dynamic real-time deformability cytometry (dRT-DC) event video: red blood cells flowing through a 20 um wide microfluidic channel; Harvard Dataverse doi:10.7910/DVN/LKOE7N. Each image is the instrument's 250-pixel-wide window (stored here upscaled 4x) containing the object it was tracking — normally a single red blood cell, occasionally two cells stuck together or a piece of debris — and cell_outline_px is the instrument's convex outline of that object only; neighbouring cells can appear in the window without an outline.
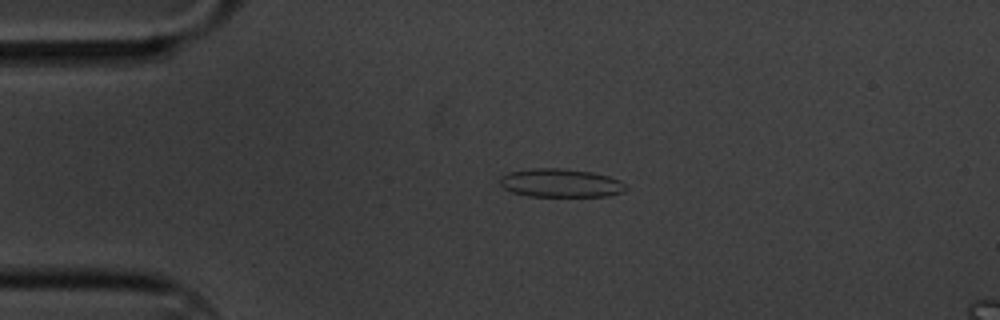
{"species": "common noctule bat (a hibernating species)", "species_latin": "Nyctalus noctula", "temperature_condition": "cold", "stored_images_in_passage": 5, "camera_frame_rate_fps": 3000, "um_per_image_px": 0.085, "animal": {"sex": "male", "body_mass_g": 20.1, "forearm_length_mm": 53.5}, "frame": {"image": 1, "passage_image": 4, "time_ms": 1.0, "image_size_px": [1000, 320], "cell_outline_px": [[628, 188], [624, 192], [608, 196], [528, 196], [512, 192], [504, 188], [500, 184], [500, 176], [508, 172], [532, 168], [564, 168], [592, 172], [608, 176], [620, 180]], "centroid_in_image_um": [47.66, 15.55], "position_along_channel_um": 37.3, "area_um2": 21.04}}